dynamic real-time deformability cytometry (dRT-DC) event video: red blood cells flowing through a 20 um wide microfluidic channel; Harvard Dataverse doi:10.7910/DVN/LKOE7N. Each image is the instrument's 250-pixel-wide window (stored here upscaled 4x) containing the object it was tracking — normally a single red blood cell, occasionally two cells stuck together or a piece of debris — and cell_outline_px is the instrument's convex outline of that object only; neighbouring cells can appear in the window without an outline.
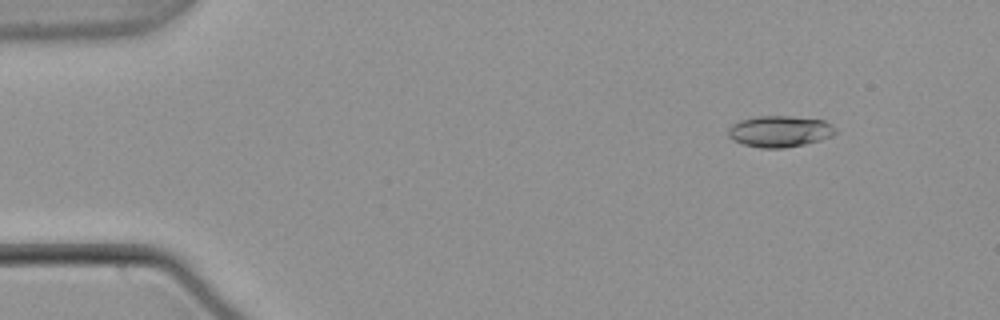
{"species": "common noctule bat (a hibernating species)", "species_latin": "Nyctalus noctula", "temperature_condition": "warm", "stored_images_in_passage": 52, "camera_frame_rate_fps": 3000, "um_per_image_px": 0.085, "animal": {"sex": "male", "body_mass_g": 21.5, "forearm_length_mm": 52.0}, "frame": {"image": 1, "passage_image": 4, "time_ms": 1.0, "image_size_px": [1000, 320], "cell_outline_px": [[836, 132], [832, 136], [820, 140], [804, 144], [784, 148], [760, 148], [744, 144], [728, 136], [728, 128], [732, 124], [740, 120], [756, 116], [788, 116], [824, 120], [836, 128]], "centroid_in_image_um": [66.28, 11.16], "position_along_channel_um": 18.7, "area_um2": 19.48}}
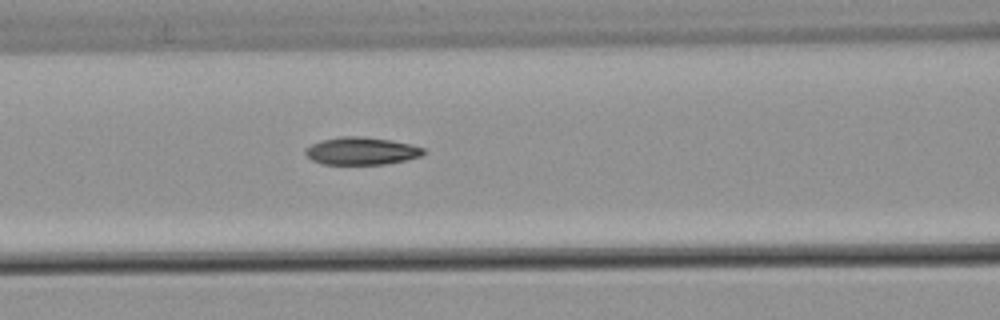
{"frame": {"image": 2, "passage_image": 21, "time_ms": 6.667, "image_size_px": [1000, 320], "cell_outline_px": [[424, 152], [420, 156], [404, 160], [384, 164], [324, 164], [312, 160], [304, 152], [304, 148], [320, 140], [340, 136], [364, 136], [392, 140], [412, 144], [424, 148]], "centroid_in_image_um": [30.7, 12.81], "position_along_channel_um": 135.9, "area_um2": 19.02}}
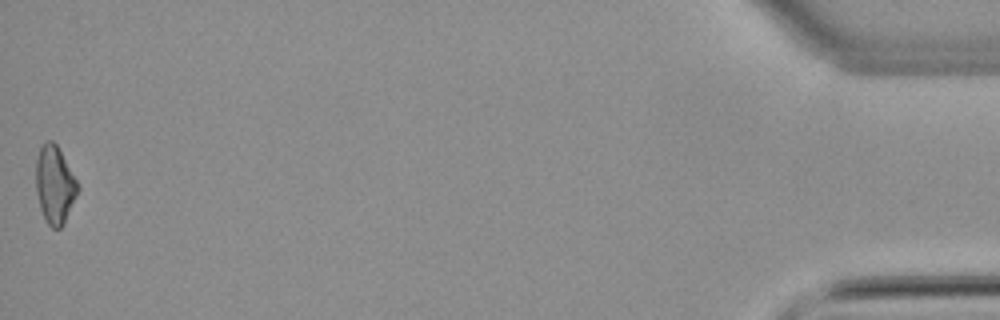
{"frame": {"image": 3, "passage_image": 52, "time_ms": 17.0, "image_size_px": [1000, 320], "cell_outline_px": [[80, 188], [64, 224], [60, 228], [52, 228], [44, 220], [40, 208], [36, 192], [36, 160], [40, 148], [48, 140], [52, 140], [56, 144], [76, 180]], "centroid_in_image_um": [4.64, 15.75], "position_along_channel_um": 430.6, "area_um2": 18.79}, "authors_computed_cell_mechanics": {"area_um2": 18.8139, "velocity_mm_per_s": 3.7997, "shape_relaxation_time_tau1_ms": 5.0023, "shape_relaxation_time_tau2_ms": 5.3076, "deformation_change_tau1": 0.1553, "deformation_change_tau2": 0.1339}}